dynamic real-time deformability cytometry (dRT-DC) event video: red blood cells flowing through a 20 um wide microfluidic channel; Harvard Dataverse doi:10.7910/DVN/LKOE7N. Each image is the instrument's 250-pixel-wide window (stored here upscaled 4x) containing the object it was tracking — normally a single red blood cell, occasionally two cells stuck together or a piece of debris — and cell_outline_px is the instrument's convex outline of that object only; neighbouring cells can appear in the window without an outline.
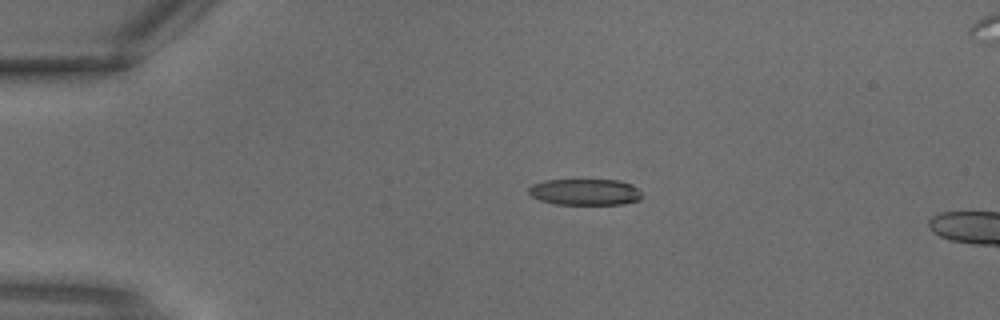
{"species": "common noctule bat (a hibernating species)", "species_latin": "Nyctalus noctula", "temperature_condition": "warm", "stored_images_in_passage": 3, "camera_frame_rate_fps": 3000, "um_per_image_px": 0.085, "animal": {"sex": "male", "body_mass_g": 18.8}, "frame": {"image": 1, "passage_image": 2, "time_ms": 0.333, "image_size_px": [1000, 320], "cell_outline_px": [[640, 200], [624, 204], [556, 204], [540, 200], [532, 196], [528, 192], [528, 188], [532, 184], [544, 180], [620, 180], [632, 184], [640, 192]], "centroid_in_image_um": [49.72, 16.31], "position_along_channel_um": 35.3, "area_um2": 17.34}}